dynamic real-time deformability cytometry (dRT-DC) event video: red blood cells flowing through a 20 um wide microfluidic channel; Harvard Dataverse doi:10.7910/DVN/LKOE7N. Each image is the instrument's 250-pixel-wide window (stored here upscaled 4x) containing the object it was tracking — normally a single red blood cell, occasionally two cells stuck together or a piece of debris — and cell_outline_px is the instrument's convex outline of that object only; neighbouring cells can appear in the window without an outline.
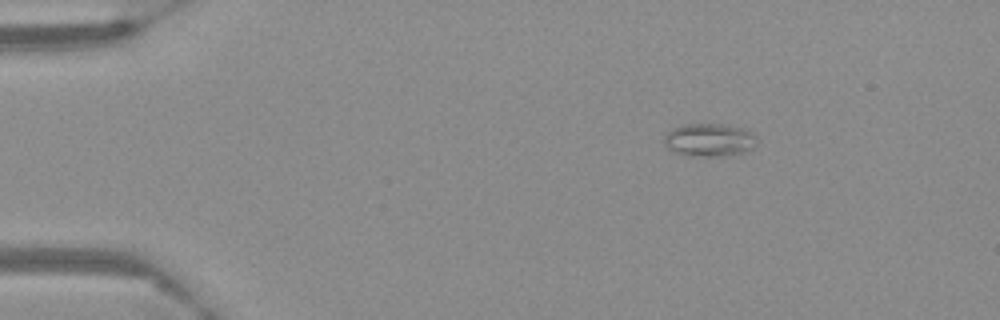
{"species": "Egyptian fruit bat (a non-hibernating species)", "species_latin": "Rousettus aegyptiacus", "temperature_condition": "warm", "stored_images_in_passage": 51, "camera_frame_rate_fps": 3000, "um_per_image_px": 0.085, "frame": {"image": 1, "passage_image": 1, "time_ms": 0.0, "image_size_px": [1000, 320], "cell_outline_px": [[756, 144], [752, 148], [744, 152], [720, 156], [692, 156], [672, 152], [664, 144], [664, 136], [672, 128], [684, 124], [720, 124], [740, 128], [752, 132], [756, 136]], "centroid_in_image_um": [60.26, 11.9], "position_along_channel_um": 24.7, "area_um2": 17.8}}
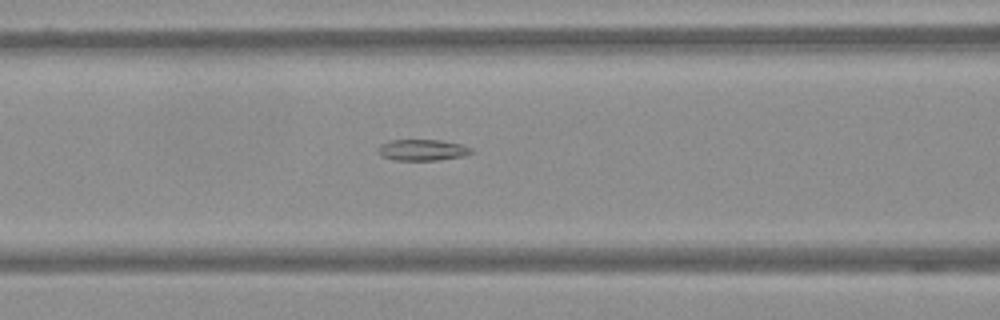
{"frame": {"image": 2, "passage_image": 17, "time_ms": 5.333, "image_size_px": [1000, 320], "cell_outline_px": [[476, 152], [464, 156], [436, 160], [392, 160], [380, 156], [376, 152], [376, 148], [380, 144], [392, 140], [440, 140], [460, 144], [472, 148]], "centroid_in_image_um": [35.87, 12.75], "position_along_channel_um": 130.7, "area_um2": 11.73}}
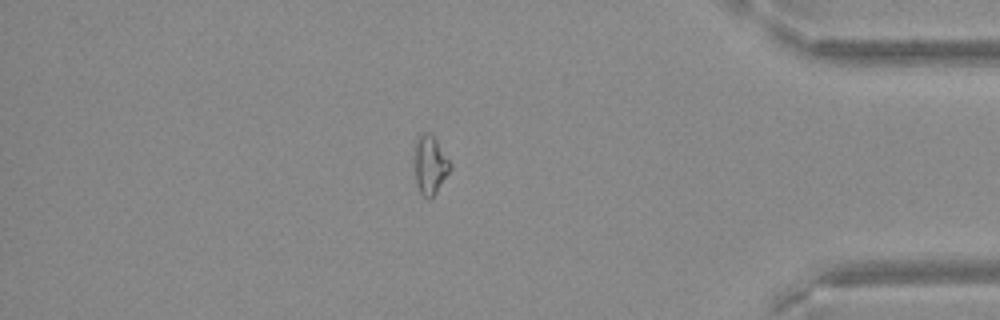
{"frame": {"image": 3, "passage_image": 43, "time_ms": 14.0, "image_size_px": [1000, 320], "cell_outline_px": [[452, 168], [436, 192], [428, 200], [420, 192], [416, 184], [412, 148], [416, 136], [420, 132], [428, 132], [436, 140], [452, 164]], "centroid_in_image_um": [36.5, 13.96], "position_along_channel_um": 398.7, "area_um2": 12.66}}